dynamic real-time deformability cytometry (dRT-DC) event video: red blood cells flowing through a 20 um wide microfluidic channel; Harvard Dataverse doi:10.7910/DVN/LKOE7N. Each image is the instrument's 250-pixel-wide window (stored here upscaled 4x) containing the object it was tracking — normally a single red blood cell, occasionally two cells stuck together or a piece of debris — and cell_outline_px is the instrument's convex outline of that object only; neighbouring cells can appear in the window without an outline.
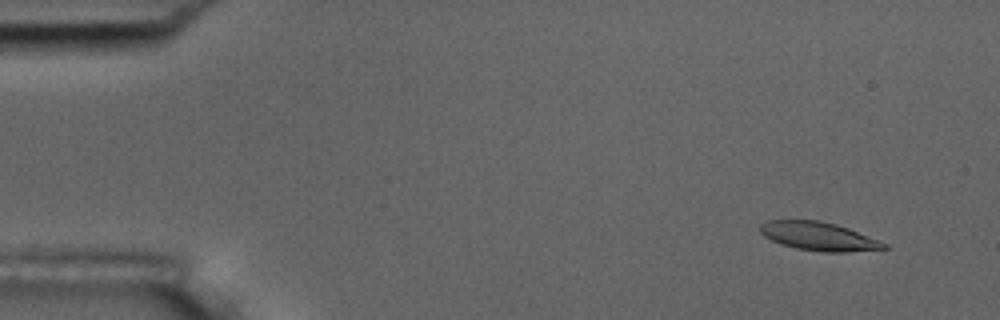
{"species": "common noctule bat (a hibernating species)", "species_latin": "Nyctalus noctula", "temperature_condition": "room temperature", "stored_images_in_passage": 10, "camera_frame_rate_fps": 3000, "um_per_image_px": 0.085, "animal": {"sex": "male", "body_mass_g": 17.5, "forearm_length_mm": 52.3}, "frame": {"image": 1, "passage_image": 2, "time_ms": 0.333, "image_size_px": [1000, 320], "cell_outline_px": [[888, 248], [848, 252], [824, 252], [796, 248], [780, 244], [764, 236], [760, 232], [760, 224], [768, 220], [820, 220], [836, 224], [848, 228], [888, 244]], "centroid_in_image_um": [69.57, 20.08], "position_along_channel_um": 15.4, "area_um2": 20.52}}